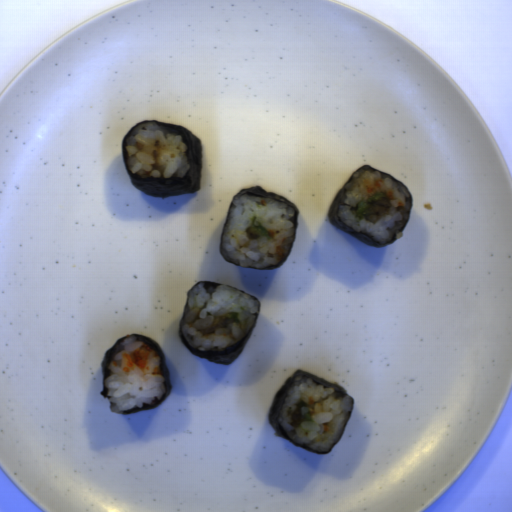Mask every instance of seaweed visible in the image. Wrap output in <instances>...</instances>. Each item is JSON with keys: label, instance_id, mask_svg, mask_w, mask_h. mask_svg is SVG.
I'll return each mask as SVG.
<instances>
[{"label": "seaweed", "instance_id": "ac131d1f", "mask_svg": "<svg viewBox=\"0 0 512 512\" xmlns=\"http://www.w3.org/2000/svg\"><path fill=\"white\" fill-rule=\"evenodd\" d=\"M198 283H203L205 289H209V288H212V287L216 288V287H218L220 285H224L223 283L211 282V281H198L195 285H197ZM225 285H228V284H225ZM228 286L233 287V288H235L237 290H240V291L244 292L245 294H247L249 296H253V295L247 293L246 291H244V290H242L240 288H237V287H235L233 285H228ZM190 290H188V292H187L183 313H184L186 305H187L188 293H189ZM253 297L258 300V303H259V313H260L261 302H260V300L256 296H253ZM183 313H182V316H183ZM259 313H258V316H259ZM182 316L180 318V322H181ZM257 319H258V317H257ZM180 322H179L178 333H179L180 340H181V342H182L184 347H186L193 354H196L198 356H201L203 358H206L208 360H211V361L216 362L218 364H221L223 366H230L235 361V359L238 357V355L243 350V348L245 347L248 339L250 338V336H251V334H252V332H253V330L255 328L257 320L254 323V325L251 327L249 332L244 336V338L240 342L229 346L224 351H218V352H208V351L196 350L195 348L190 346L188 344L187 340L185 339V337L183 336V334L180 331Z\"/></svg>", "mask_w": 512, "mask_h": 512}, {"label": "seaweed", "instance_id": "1faa68ee", "mask_svg": "<svg viewBox=\"0 0 512 512\" xmlns=\"http://www.w3.org/2000/svg\"><path fill=\"white\" fill-rule=\"evenodd\" d=\"M152 120H144L133 126L124 136L121 142L122 155L125 162L126 170L133 187L141 190L151 197H174L179 195L190 194L200 190L201 170H202V152L201 142L197 136L188 130L174 125L166 124L163 122L155 121L156 123L175 130L182 136L184 144H187L186 152L188 154L190 169L189 172L179 179L171 178H137L131 174L125 158V140L130 135L132 130L138 125Z\"/></svg>", "mask_w": 512, "mask_h": 512}, {"label": "seaweed", "instance_id": "45ffbabd", "mask_svg": "<svg viewBox=\"0 0 512 512\" xmlns=\"http://www.w3.org/2000/svg\"><path fill=\"white\" fill-rule=\"evenodd\" d=\"M129 336H136L137 337V339H136L137 342H144L150 348H152L154 353L158 352V354H159L158 357L160 358V369L162 370V376H163L165 384H166V391H165V393H164V395L162 396L161 399H156V397H155L153 399V401L151 402V405L144 404L142 408H138V407L135 406L132 409L123 410V412L121 413L123 415H132V414H136V413H139V412H143V411H146V410L158 407L169 396V394H170V392H171V390L173 388V385H172V383L170 381L169 368L167 366V363H166L165 358H164V354H163L162 350L160 349L159 345L151 337H147V336H144V335L131 334V335L125 336V337L120 338L119 340H117L115 342V344L111 348H109L106 351L105 355H104V359H103V361L101 363L102 376H103V390L100 392L101 395L107 399L109 389L105 385V379L107 377H109L111 375V373H112L110 371V369H109V364L113 360L115 354H117V353H119L120 351L123 350V346L121 345V343H122L123 340H125Z\"/></svg>", "mask_w": 512, "mask_h": 512}, {"label": "seaweed", "instance_id": "7513b1e5", "mask_svg": "<svg viewBox=\"0 0 512 512\" xmlns=\"http://www.w3.org/2000/svg\"><path fill=\"white\" fill-rule=\"evenodd\" d=\"M300 374H301L303 377H307V378H311V379H313V380H314V382H315L316 384H319V385H325V387H330V388H332V389H335V391H336V392H338V393H341V394H344V395H348L347 391H346L343 387H341L340 385H338L337 383H332V382L327 381V380H325V379H323V378H321V377H318V376H316V375H314V374H311V373H309V372H307V371H304V370H302V369H298V370L294 371V372H293V373H292V374H291V375H290V376L285 380V382H284L283 386H282V387H281V388L276 392V394L274 395L273 400H272L271 405H270V408H269L268 415H267L268 423H269V424H270V426L273 428V430H274V432H275L276 436H279V437H281V438L286 439L287 441H289L290 443H292V444H293V445H295L296 447H299V448L305 449V450H307V451H310V452H313V453H317V454H321V455H322L323 453L315 452V451H313V450L308 449V448H307V447H305V446H300V445H298L297 443H295L294 441H292V440L288 437V435L284 432V430H283V428H282V426H281V424H280V422H279V420H278L279 413H280V409H281V406H282V404H283V402H284V400H285V396H286V394H287V391H288V389H289V386H290V384H291L292 380H293L296 376H298V375H300ZM348 396H350V395H348ZM350 397H352V396H350ZM353 401H354V405H353L352 413H353V411H354V406H355V399H354V398H353ZM352 413H351V415H352ZM351 415H350V417H349V419H348V421H347V424H346V426H345V428H344V430H343V432H342V434H341V436H340L339 442L335 445V447H334L332 450H334V449L337 447V445L340 443V441H341V439H342V437H343V434H344V432H345V430H346V427H347V425H348V423H349V420H350V418H351ZM332 450H331V451H332ZM331 451H329L328 453H330ZM324 454H327V453H324Z\"/></svg>", "mask_w": 512, "mask_h": 512}, {"label": "seaweed", "instance_id": "6c50854a", "mask_svg": "<svg viewBox=\"0 0 512 512\" xmlns=\"http://www.w3.org/2000/svg\"><path fill=\"white\" fill-rule=\"evenodd\" d=\"M364 167H370L371 169H373L374 171L376 172H379L381 174H385L387 176H389L390 178L396 180L395 178H393L392 176H390L389 174L385 173V172H382L372 166H369V165H361L360 167H358L353 173L352 175L349 177V179L346 181V183L342 186V188L338 191V193L335 195L331 205H330V208H329V212H328V219L330 221V223L332 225H334L336 228L342 230L343 232L349 234L350 236L356 238L357 240L361 241L362 243L366 244V245H369L373 248H380V247H387L393 243H395L398 239H395L393 241H391L390 243L388 244H385V245H380L379 243L375 242L372 238V236L364 233V232H358L354 229H352L351 227H349L346 223H344L341 218L339 217V210H340V205L344 199V196H345V192H346V185L347 183L351 180L353 174L357 171H359L360 169L364 168ZM397 182H399L407 191L409 197H410V202H411V209H410V214H411V211H412V207H413V196L412 194L410 193L409 189L406 187L405 184L401 183L400 181L396 180ZM410 214H409V218H410ZM409 218H408V221H409ZM407 221V223H408ZM406 223V225H407ZM406 225L404 226L402 232L404 231Z\"/></svg>", "mask_w": 512, "mask_h": 512}, {"label": "seaweed", "instance_id": "349a3768", "mask_svg": "<svg viewBox=\"0 0 512 512\" xmlns=\"http://www.w3.org/2000/svg\"><path fill=\"white\" fill-rule=\"evenodd\" d=\"M238 193H247V194H249V195H251L253 197L272 198V199H275L277 201L286 203L290 207H293L295 209L294 220H295V224H296V234H297L299 211H298L297 207L291 201H289L288 199H286L282 195H279V194H276V193H273V192H268V191H266L265 189H263L262 187H260L258 185L250 187V188H246V189H241ZM237 194H235V195H237ZM235 195H233L232 200H233ZM231 206H232V201H231V204L229 206V209H230ZM229 209H228V212H229ZM228 212H227L226 220H225V223H224V227H223V230H222V233H221V237H220V242H219V253L223 257V259L226 260L227 262H229V261L224 258L223 254L221 252V242H222L223 231H224V228H225L227 220H228ZM295 239H296V236H295ZM294 241H293V243H294ZM293 243L291 245L290 253H291V250H292ZM290 253H289V255H290ZM288 257L286 259H284L281 263L277 264L276 266H271V267H268L266 269H256V270H259V271H269V270H273V269H278L279 267H281L284 264V262L288 259ZM229 263L232 264V265H235V264H233L231 262H229ZM235 266H237V265H235ZM238 267H241V266H238ZM241 268H247V267H241ZM251 269H255V268H251Z\"/></svg>", "mask_w": 512, "mask_h": 512}]
</instances>
